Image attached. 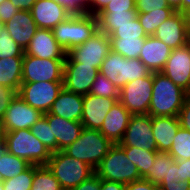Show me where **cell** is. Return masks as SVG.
Returning <instances> with one entry per match:
<instances>
[{
    "label": "cell",
    "mask_w": 190,
    "mask_h": 190,
    "mask_svg": "<svg viewBox=\"0 0 190 190\" xmlns=\"http://www.w3.org/2000/svg\"><path fill=\"white\" fill-rule=\"evenodd\" d=\"M158 187L161 190H190V181H180L179 183H161Z\"/></svg>",
    "instance_id": "50"
},
{
    "label": "cell",
    "mask_w": 190,
    "mask_h": 190,
    "mask_svg": "<svg viewBox=\"0 0 190 190\" xmlns=\"http://www.w3.org/2000/svg\"><path fill=\"white\" fill-rule=\"evenodd\" d=\"M178 170V161H175L172 165H170L168 176L163 179L162 183H179L181 180H179Z\"/></svg>",
    "instance_id": "51"
},
{
    "label": "cell",
    "mask_w": 190,
    "mask_h": 190,
    "mask_svg": "<svg viewBox=\"0 0 190 190\" xmlns=\"http://www.w3.org/2000/svg\"><path fill=\"white\" fill-rule=\"evenodd\" d=\"M113 52L127 59L139 58L145 38L138 39H110Z\"/></svg>",
    "instance_id": "33"
},
{
    "label": "cell",
    "mask_w": 190,
    "mask_h": 190,
    "mask_svg": "<svg viewBox=\"0 0 190 190\" xmlns=\"http://www.w3.org/2000/svg\"><path fill=\"white\" fill-rule=\"evenodd\" d=\"M23 58L0 59V85L14 89L17 93L22 84Z\"/></svg>",
    "instance_id": "26"
},
{
    "label": "cell",
    "mask_w": 190,
    "mask_h": 190,
    "mask_svg": "<svg viewBox=\"0 0 190 190\" xmlns=\"http://www.w3.org/2000/svg\"><path fill=\"white\" fill-rule=\"evenodd\" d=\"M37 0H10L19 10L31 11L32 6Z\"/></svg>",
    "instance_id": "52"
},
{
    "label": "cell",
    "mask_w": 190,
    "mask_h": 190,
    "mask_svg": "<svg viewBox=\"0 0 190 190\" xmlns=\"http://www.w3.org/2000/svg\"><path fill=\"white\" fill-rule=\"evenodd\" d=\"M99 69L81 63H64L63 88L76 94L86 95L99 74Z\"/></svg>",
    "instance_id": "16"
},
{
    "label": "cell",
    "mask_w": 190,
    "mask_h": 190,
    "mask_svg": "<svg viewBox=\"0 0 190 190\" xmlns=\"http://www.w3.org/2000/svg\"><path fill=\"white\" fill-rule=\"evenodd\" d=\"M30 131L51 153L57 151L56 140H52V131L44 116L30 128Z\"/></svg>",
    "instance_id": "37"
},
{
    "label": "cell",
    "mask_w": 190,
    "mask_h": 190,
    "mask_svg": "<svg viewBox=\"0 0 190 190\" xmlns=\"http://www.w3.org/2000/svg\"><path fill=\"white\" fill-rule=\"evenodd\" d=\"M17 96V92L7 86L0 85V122H2L10 102Z\"/></svg>",
    "instance_id": "42"
},
{
    "label": "cell",
    "mask_w": 190,
    "mask_h": 190,
    "mask_svg": "<svg viewBox=\"0 0 190 190\" xmlns=\"http://www.w3.org/2000/svg\"><path fill=\"white\" fill-rule=\"evenodd\" d=\"M120 147H138L147 151L157 150V144L152 133L151 115H131Z\"/></svg>",
    "instance_id": "12"
},
{
    "label": "cell",
    "mask_w": 190,
    "mask_h": 190,
    "mask_svg": "<svg viewBox=\"0 0 190 190\" xmlns=\"http://www.w3.org/2000/svg\"><path fill=\"white\" fill-rule=\"evenodd\" d=\"M25 54L41 59H65L67 52L54 38L50 29L38 28L24 51Z\"/></svg>",
    "instance_id": "18"
},
{
    "label": "cell",
    "mask_w": 190,
    "mask_h": 190,
    "mask_svg": "<svg viewBox=\"0 0 190 190\" xmlns=\"http://www.w3.org/2000/svg\"><path fill=\"white\" fill-rule=\"evenodd\" d=\"M119 100L100 97L97 95H83V111L81 123L86 129L100 130L107 113Z\"/></svg>",
    "instance_id": "17"
},
{
    "label": "cell",
    "mask_w": 190,
    "mask_h": 190,
    "mask_svg": "<svg viewBox=\"0 0 190 190\" xmlns=\"http://www.w3.org/2000/svg\"><path fill=\"white\" fill-rule=\"evenodd\" d=\"M179 128L178 117H152V133L157 144V151L168 152L170 150Z\"/></svg>",
    "instance_id": "25"
},
{
    "label": "cell",
    "mask_w": 190,
    "mask_h": 190,
    "mask_svg": "<svg viewBox=\"0 0 190 190\" xmlns=\"http://www.w3.org/2000/svg\"><path fill=\"white\" fill-rule=\"evenodd\" d=\"M168 154L176 161L190 159V131L179 128Z\"/></svg>",
    "instance_id": "35"
},
{
    "label": "cell",
    "mask_w": 190,
    "mask_h": 190,
    "mask_svg": "<svg viewBox=\"0 0 190 190\" xmlns=\"http://www.w3.org/2000/svg\"><path fill=\"white\" fill-rule=\"evenodd\" d=\"M54 38L68 52L90 39L98 32L97 16L71 15L53 29Z\"/></svg>",
    "instance_id": "2"
},
{
    "label": "cell",
    "mask_w": 190,
    "mask_h": 190,
    "mask_svg": "<svg viewBox=\"0 0 190 190\" xmlns=\"http://www.w3.org/2000/svg\"><path fill=\"white\" fill-rule=\"evenodd\" d=\"M136 10V0H112L101 12Z\"/></svg>",
    "instance_id": "43"
},
{
    "label": "cell",
    "mask_w": 190,
    "mask_h": 190,
    "mask_svg": "<svg viewBox=\"0 0 190 190\" xmlns=\"http://www.w3.org/2000/svg\"><path fill=\"white\" fill-rule=\"evenodd\" d=\"M5 133L2 122H0V151L3 150L5 146Z\"/></svg>",
    "instance_id": "55"
},
{
    "label": "cell",
    "mask_w": 190,
    "mask_h": 190,
    "mask_svg": "<svg viewBox=\"0 0 190 190\" xmlns=\"http://www.w3.org/2000/svg\"><path fill=\"white\" fill-rule=\"evenodd\" d=\"M131 113L117 101L107 113L99 130L113 144H119L128 126Z\"/></svg>",
    "instance_id": "21"
},
{
    "label": "cell",
    "mask_w": 190,
    "mask_h": 190,
    "mask_svg": "<svg viewBox=\"0 0 190 190\" xmlns=\"http://www.w3.org/2000/svg\"><path fill=\"white\" fill-rule=\"evenodd\" d=\"M160 9H173L166 0H136L137 13H148Z\"/></svg>",
    "instance_id": "40"
},
{
    "label": "cell",
    "mask_w": 190,
    "mask_h": 190,
    "mask_svg": "<svg viewBox=\"0 0 190 190\" xmlns=\"http://www.w3.org/2000/svg\"><path fill=\"white\" fill-rule=\"evenodd\" d=\"M47 167L63 190H71L95 174V170L88 164L69 156L64 151L52 152Z\"/></svg>",
    "instance_id": "4"
},
{
    "label": "cell",
    "mask_w": 190,
    "mask_h": 190,
    "mask_svg": "<svg viewBox=\"0 0 190 190\" xmlns=\"http://www.w3.org/2000/svg\"><path fill=\"white\" fill-rule=\"evenodd\" d=\"M178 119L180 127L190 131V97H187L179 111Z\"/></svg>",
    "instance_id": "44"
},
{
    "label": "cell",
    "mask_w": 190,
    "mask_h": 190,
    "mask_svg": "<svg viewBox=\"0 0 190 190\" xmlns=\"http://www.w3.org/2000/svg\"><path fill=\"white\" fill-rule=\"evenodd\" d=\"M111 51L109 36L98 31L83 44L69 50L64 63H81L100 70L102 62Z\"/></svg>",
    "instance_id": "8"
},
{
    "label": "cell",
    "mask_w": 190,
    "mask_h": 190,
    "mask_svg": "<svg viewBox=\"0 0 190 190\" xmlns=\"http://www.w3.org/2000/svg\"><path fill=\"white\" fill-rule=\"evenodd\" d=\"M20 10L16 8L10 0H5L0 4V17L4 23H7Z\"/></svg>",
    "instance_id": "45"
},
{
    "label": "cell",
    "mask_w": 190,
    "mask_h": 190,
    "mask_svg": "<svg viewBox=\"0 0 190 190\" xmlns=\"http://www.w3.org/2000/svg\"><path fill=\"white\" fill-rule=\"evenodd\" d=\"M65 59H41L24 53L22 83L63 82Z\"/></svg>",
    "instance_id": "10"
},
{
    "label": "cell",
    "mask_w": 190,
    "mask_h": 190,
    "mask_svg": "<svg viewBox=\"0 0 190 190\" xmlns=\"http://www.w3.org/2000/svg\"><path fill=\"white\" fill-rule=\"evenodd\" d=\"M0 190H4L2 180H0Z\"/></svg>",
    "instance_id": "58"
},
{
    "label": "cell",
    "mask_w": 190,
    "mask_h": 190,
    "mask_svg": "<svg viewBox=\"0 0 190 190\" xmlns=\"http://www.w3.org/2000/svg\"><path fill=\"white\" fill-rule=\"evenodd\" d=\"M107 35L110 39H138L148 36L137 17L128 24L116 25Z\"/></svg>",
    "instance_id": "34"
},
{
    "label": "cell",
    "mask_w": 190,
    "mask_h": 190,
    "mask_svg": "<svg viewBox=\"0 0 190 190\" xmlns=\"http://www.w3.org/2000/svg\"><path fill=\"white\" fill-rule=\"evenodd\" d=\"M153 36L172 49L187 45L190 42V16L176 11L157 28Z\"/></svg>",
    "instance_id": "13"
},
{
    "label": "cell",
    "mask_w": 190,
    "mask_h": 190,
    "mask_svg": "<svg viewBox=\"0 0 190 190\" xmlns=\"http://www.w3.org/2000/svg\"><path fill=\"white\" fill-rule=\"evenodd\" d=\"M52 131V140H56L57 151H63L75 142L82 133L84 126L78 121H69L60 116L44 113Z\"/></svg>",
    "instance_id": "19"
},
{
    "label": "cell",
    "mask_w": 190,
    "mask_h": 190,
    "mask_svg": "<svg viewBox=\"0 0 190 190\" xmlns=\"http://www.w3.org/2000/svg\"><path fill=\"white\" fill-rule=\"evenodd\" d=\"M127 156L136 166L142 179L148 176V170L154 165V160L157 155V150L147 151L138 147H121Z\"/></svg>",
    "instance_id": "29"
},
{
    "label": "cell",
    "mask_w": 190,
    "mask_h": 190,
    "mask_svg": "<svg viewBox=\"0 0 190 190\" xmlns=\"http://www.w3.org/2000/svg\"><path fill=\"white\" fill-rule=\"evenodd\" d=\"M34 178V165H31L24 172L15 176L14 178H9L4 181V190H30L33 184Z\"/></svg>",
    "instance_id": "38"
},
{
    "label": "cell",
    "mask_w": 190,
    "mask_h": 190,
    "mask_svg": "<svg viewBox=\"0 0 190 190\" xmlns=\"http://www.w3.org/2000/svg\"><path fill=\"white\" fill-rule=\"evenodd\" d=\"M152 88L149 115L178 117L187 92L161 72H153Z\"/></svg>",
    "instance_id": "1"
},
{
    "label": "cell",
    "mask_w": 190,
    "mask_h": 190,
    "mask_svg": "<svg viewBox=\"0 0 190 190\" xmlns=\"http://www.w3.org/2000/svg\"><path fill=\"white\" fill-rule=\"evenodd\" d=\"M71 15L88 14V0H56Z\"/></svg>",
    "instance_id": "41"
},
{
    "label": "cell",
    "mask_w": 190,
    "mask_h": 190,
    "mask_svg": "<svg viewBox=\"0 0 190 190\" xmlns=\"http://www.w3.org/2000/svg\"><path fill=\"white\" fill-rule=\"evenodd\" d=\"M71 190H101V179L94 174L89 179L83 181L80 185L72 188Z\"/></svg>",
    "instance_id": "46"
},
{
    "label": "cell",
    "mask_w": 190,
    "mask_h": 190,
    "mask_svg": "<svg viewBox=\"0 0 190 190\" xmlns=\"http://www.w3.org/2000/svg\"><path fill=\"white\" fill-rule=\"evenodd\" d=\"M98 20V31L106 35L116 26L130 23L137 17L136 10L100 12L96 15Z\"/></svg>",
    "instance_id": "27"
},
{
    "label": "cell",
    "mask_w": 190,
    "mask_h": 190,
    "mask_svg": "<svg viewBox=\"0 0 190 190\" xmlns=\"http://www.w3.org/2000/svg\"><path fill=\"white\" fill-rule=\"evenodd\" d=\"M42 117L43 113L40 110L31 107L17 95L7 108L2 127L5 132L30 129Z\"/></svg>",
    "instance_id": "14"
},
{
    "label": "cell",
    "mask_w": 190,
    "mask_h": 190,
    "mask_svg": "<svg viewBox=\"0 0 190 190\" xmlns=\"http://www.w3.org/2000/svg\"><path fill=\"white\" fill-rule=\"evenodd\" d=\"M120 90L104 75L99 73L91 85L89 94L119 100Z\"/></svg>",
    "instance_id": "36"
},
{
    "label": "cell",
    "mask_w": 190,
    "mask_h": 190,
    "mask_svg": "<svg viewBox=\"0 0 190 190\" xmlns=\"http://www.w3.org/2000/svg\"><path fill=\"white\" fill-rule=\"evenodd\" d=\"M172 48L154 36H147L139 55V60L150 72H161L167 62Z\"/></svg>",
    "instance_id": "23"
},
{
    "label": "cell",
    "mask_w": 190,
    "mask_h": 190,
    "mask_svg": "<svg viewBox=\"0 0 190 190\" xmlns=\"http://www.w3.org/2000/svg\"><path fill=\"white\" fill-rule=\"evenodd\" d=\"M99 72L119 90L127 83L146 77L150 71L139 58L127 59L111 51L101 64Z\"/></svg>",
    "instance_id": "7"
},
{
    "label": "cell",
    "mask_w": 190,
    "mask_h": 190,
    "mask_svg": "<svg viewBox=\"0 0 190 190\" xmlns=\"http://www.w3.org/2000/svg\"><path fill=\"white\" fill-rule=\"evenodd\" d=\"M169 7L182 13V0H166Z\"/></svg>",
    "instance_id": "54"
},
{
    "label": "cell",
    "mask_w": 190,
    "mask_h": 190,
    "mask_svg": "<svg viewBox=\"0 0 190 190\" xmlns=\"http://www.w3.org/2000/svg\"><path fill=\"white\" fill-rule=\"evenodd\" d=\"M152 84L153 72L127 83L120 89L119 101L132 115H149Z\"/></svg>",
    "instance_id": "9"
},
{
    "label": "cell",
    "mask_w": 190,
    "mask_h": 190,
    "mask_svg": "<svg viewBox=\"0 0 190 190\" xmlns=\"http://www.w3.org/2000/svg\"><path fill=\"white\" fill-rule=\"evenodd\" d=\"M126 185L118 182L101 180V190H125Z\"/></svg>",
    "instance_id": "53"
},
{
    "label": "cell",
    "mask_w": 190,
    "mask_h": 190,
    "mask_svg": "<svg viewBox=\"0 0 190 190\" xmlns=\"http://www.w3.org/2000/svg\"><path fill=\"white\" fill-rule=\"evenodd\" d=\"M95 174L101 180L125 185L142 179L136 166L127 158L125 151L118 144H114L109 149L108 154L95 169Z\"/></svg>",
    "instance_id": "6"
},
{
    "label": "cell",
    "mask_w": 190,
    "mask_h": 190,
    "mask_svg": "<svg viewBox=\"0 0 190 190\" xmlns=\"http://www.w3.org/2000/svg\"><path fill=\"white\" fill-rule=\"evenodd\" d=\"M182 13L190 16V0H182Z\"/></svg>",
    "instance_id": "56"
},
{
    "label": "cell",
    "mask_w": 190,
    "mask_h": 190,
    "mask_svg": "<svg viewBox=\"0 0 190 190\" xmlns=\"http://www.w3.org/2000/svg\"><path fill=\"white\" fill-rule=\"evenodd\" d=\"M174 9H160L148 13H137V18L148 36H153L157 28L172 16Z\"/></svg>",
    "instance_id": "31"
},
{
    "label": "cell",
    "mask_w": 190,
    "mask_h": 190,
    "mask_svg": "<svg viewBox=\"0 0 190 190\" xmlns=\"http://www.w3.org/2000/svg\"><path fill=\"white\" fill-rule=\"evenodd\" d=\"M62 89L63 82L22 83L17 95L44 114L50 111Z\"/></svg>",
    "instance_id": "11"
},
{
    "label": "cell",
    "mask_w": 190,
    "mask_h": 190,
    "mask_svg": "<svg viewBox=\"0 0 190 190\" xmlns=\"http://www.w3.org/2000/svg\"><path fill=\"white\" fill-rule=\"evenodd\" d=\"M179 180L190 181V159L178 161Z\"/></svg>",
    "instance_id": "49"
},
{
    "label": "cell",
    "mask_w": 190,
    "mask_h": 190,
    "mask_svg": "<svg viewBox=\"0 0 190 190\" xmlns=\"http://www.w3.org/2000/svg\"><path fill=\"white\" fill-rule=\"evenodd\" d=\"M83 111V95L62 89L49 111L69 121H81Z\"/></svg>",
    "instance_id": "24"
},
{
    "label": "cell",
    "mask_w": 190,
    "mask_h": 190,
    "mask_svg": "<svg viewBox=\"0 0 190 190\" xmlns=\"http://www.w3.org/2000/svg\"><path fill=\"white\" fill-rule=\"evenodd\" d=\"M34 22L40 29L52 30L71 14L55 0H37L31 9Z\"/></svg>",
    "instance_id": "20"
},
{
    "label": "cell",
    "mask_w": 190,
    "mask_h": 190,
    "mask_svg": "<svg viewBox=\"0 0 190 190\" xmlns=\"http://www.w3.org/2000/svg\"><path fill=\"white\" fill-rule=\"evenodd\" d=\"M24 57V50L10 36L4 28L0 33V59Z\"/></svg>",
    "instance_id": "39"
},
{
    "label": "cell",
    "mask_w": 190,
    "mask_h": 190,
    "mask_svg": "<svg viewBox=\"0 0 190 190\" xmlns=\"http://www.w3.org/2000/svg\"><path fill=\"white\" fill-rule=\"evenodd\" d=\"M113 145L99 130L84 128L79 138L63 151L95 170Z\"/></svg>",
    "instance_id": "3"
},
{
    "label": "cell",
    "mask_w": 190,
    "mask_h": 190,
    "mask_svg": "<svg viewBox=\"0 0 190 190\" xmlns=\"http://www.w3.org/2000/svg\"><path fill=\"white\" fill-rule=\"evenodd\" d=\"M30 166L28 161L9 153L5 148L0 151V180L14 178Z\"/></svg>",
    "instance_id": "28"
},
{
    "label": "cell",
    "mask_w": 190,
    "mask_h": 190,
    "mask_svg": "<svg viewBox=\"0 0 190 190\" xmlns=\"http://www.w3.org/2000/svg\"><path fill=\"white\" fill-rule=\"evenodd\" d=\"M176 160L168 154V152L157 151V155L154 160V165L149 168L146 181L159 186L164 178H167L170 165Z\"/></svg>",
    "instance_id": "30"
},
{
    "label": "cell",
    "mask_w": 190,
    "mask_h": 190,
    "mask_svg": "<svg viewBox=\"0 0 190 190\" xmlns=\"http://www.w3.org/2000/svg\"><path fill=\"white\" fill-rule=\"evenodd\" d=\"M4 148L31 165H47L51 157L50 150L31 133L30 129L6 132Z\"/></svg>",
    "instance_id": "5"
},
{
    "label": "cell",
    "mask_w": 190,
    "mask_h": 190,
    "mask_svg": "<svg viewBox=\"0 0 190 190\" xmlns=\"http://www.w3.org/2000/svg\"><path fill=\"white\" fill-rule=\"evenodd\" d=\"M5 29L11 38L25 51L38 26L34 22L31 11L20 10L11 20L5 23Z\"/></svg>",
    "instance_id": "22"
},
{
    "label": "cell",
    "mask_w": 190,
    "mask_h": 190,
    "mask_svg": "<svg viewBox=\"0 0 190 190\" xmlns=\"http://www.w3.org/2000/svg\"><path fill=\"white\" fill-rule=\"evenodd\" d=\"M4 28H5V23L1 20V17H0V33L2 32Z\"/></svg>",
    "instance_id": "57"
},
{
    "label": "cell",
    "mask_w": 190,
    "mask_h": 190,
    "mask_svg": "<svg viewBox=\"0 0 190 190\" xmlns=\"http://www.w3.org/2000/svg\"><path fill=\"white\" fill-rule=\"evenodd\" d=\"M158 186L146 181L145 179H140L132 183L126 184L125 190H156Z\"/></svg>",
    "instance_id": "47"
},
{
    "label": "cell",
    "mask_w": 190,
    "mask_h": 190,
    "mask_svg": "<svg viewBox=\"0 0 190 190\" xmlns=\"http://www.w3.org/2000/svg\"><path fill=\"white\" fill-rule=\"evenodd\" d=\"M30 190H63L47 165H34V178Z\"/></svg>",
    "instance_id": "32"
},
{
    "label": "cell",
    "mask_w": 190,
    "mask_h": 190,
    "mask_svg": "<svg viewBox=\"0 0 190 190\" xmlns=\"http://www.w3.org/2000/svg\"><path fill=\"white\" fill-rule=\"evenodd\" d=\"M112 0H88V14L96 16Z\"/></svg>",
    "instance_id": "48"
},
{
    "label": "cell",
    "mask_w": 190,
    "mask_h": 190,
    "mask_svg": "<svg viewBox=\"0 0 190 190\" xmlns=\"http://www.w3.org/2000/svg\"><path fill=\"white\" fill-rule=\"evenodd\" d=\"M175 85L180 86L187 93L190 90V42L172 49L171 54L161 70Z\"/></svg>",
    "instance_id": "15"
}]
</instances>
